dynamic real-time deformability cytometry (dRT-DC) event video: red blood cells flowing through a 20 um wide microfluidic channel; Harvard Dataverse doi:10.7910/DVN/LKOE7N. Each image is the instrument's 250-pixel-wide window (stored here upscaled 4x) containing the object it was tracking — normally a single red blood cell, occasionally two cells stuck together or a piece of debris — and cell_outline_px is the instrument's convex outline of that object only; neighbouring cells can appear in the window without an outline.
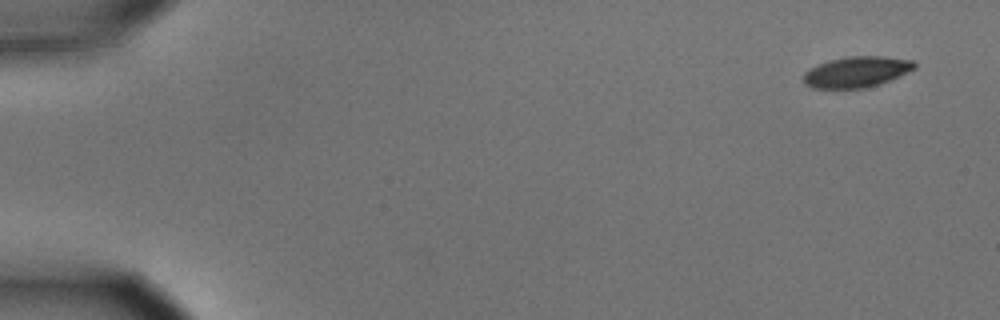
{"species": "common noctule bat (a hibernating species)", "species_latin": "Nyctalus noctula", "temperature_condition": "cold", "stored_images_in_passage": 5, "camera_frame_rate_fps": 3000, "um_per_image_px": 0.085, "animal": {"sex": "male", "body_mass_g": 15.6}, "frame": {"image": 1, "passage_image": 1, "time_ms": 0.0, "image_size_px": [1000, 320], "cell_outline_px": [[916, 68], [880, 84], [864, 88], [812, 88], [804, 84], [804, 72], [808, 68], [816, 64], [828, 60], [848, 56], [884, 56], [912, 60], [916, 64]], "centroid_in_image_um": [72.77, 6.1], "position_along_channel_um": 12.2, "area_um2": 20.06}}